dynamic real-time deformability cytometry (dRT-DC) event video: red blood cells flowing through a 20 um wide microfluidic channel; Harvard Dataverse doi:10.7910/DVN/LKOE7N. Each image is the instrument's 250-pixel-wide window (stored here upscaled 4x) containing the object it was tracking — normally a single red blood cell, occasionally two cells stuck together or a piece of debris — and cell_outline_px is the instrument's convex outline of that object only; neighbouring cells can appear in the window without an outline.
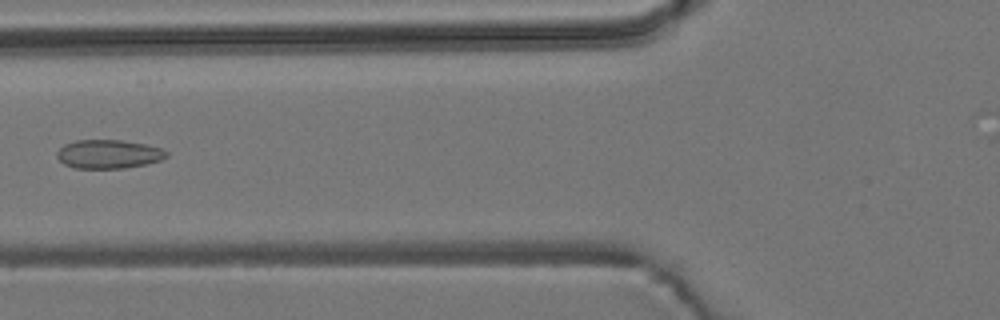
{"species": "common noctule bat (a hibernating species)", "species_latin": "Nyctalus noctula", "temperature_condition": "room temperature", "stored_images_in_passage": 7, "camera_frame_rate_fps": 3000, "um_per_image_px": 0.085, "animal": {"sex": "male", "body_mass_g": 19.2, "forearm_length_mm": 51.8}, "frame": {"image": 1, "passage_image": 7, "time_ms": 6.667, "image_size_px": [1000, 320], "cell_outline_px": [[168, 156], [160, 160], [144, 164], [124, 168], [72, 168], [64, 164], [56, 156], [56, 152], [64, 144], [76, 140], [120, 140], [144, 144], [160, 148], [168, 152]], "centroid_in_image_um": [9.19, 13.1], "position_along_channel_um": 116.6, "area_um2": 18.26}}